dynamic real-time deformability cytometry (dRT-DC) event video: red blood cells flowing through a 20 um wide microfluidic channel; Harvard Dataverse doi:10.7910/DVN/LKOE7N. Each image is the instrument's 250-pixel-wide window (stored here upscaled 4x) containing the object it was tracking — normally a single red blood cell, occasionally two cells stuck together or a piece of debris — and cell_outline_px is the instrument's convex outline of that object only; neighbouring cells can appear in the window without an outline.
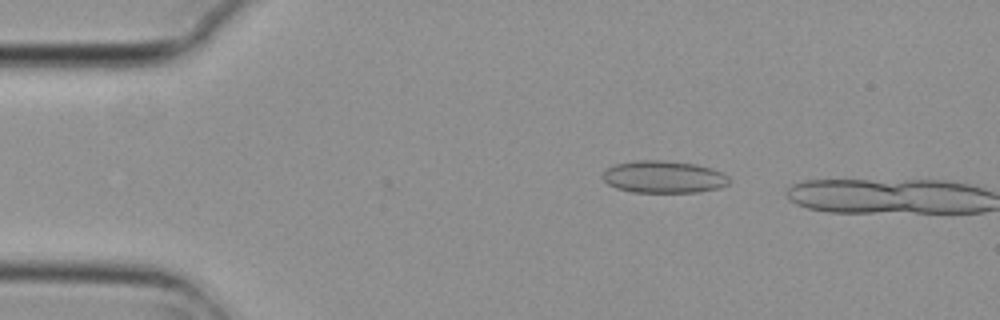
{"species": "common noctule bat (a hibernating species)", "species_latin": "Nyctalus noctula", "temperature_condition": "cold", "stored_images_in_passage": 3, "camera_frame_rate_fps": 3000, "um_per_image_px": 0.085, "animal": {"sex": "female", "body_mass_g": 29.2, "forearm_length_mm": 56.3}, "frame": {"image": 1, "passage_image": 2, "time_ms": 0.333, "image_size_px": [1000, 320], "cell_outline_px": [[728, 184], [720, 188], [696, 192], [632, 192], [616, 188], [608, 184], [600, 176], [608, 168], [616, 164], [636, 160], [664, 160], [696, 164], [712, 168], [728, 176]], "centroid_in_image_um": [56.39, 15.03], "position_along_channel_um": 28.6, "area_um2": 23.76}}